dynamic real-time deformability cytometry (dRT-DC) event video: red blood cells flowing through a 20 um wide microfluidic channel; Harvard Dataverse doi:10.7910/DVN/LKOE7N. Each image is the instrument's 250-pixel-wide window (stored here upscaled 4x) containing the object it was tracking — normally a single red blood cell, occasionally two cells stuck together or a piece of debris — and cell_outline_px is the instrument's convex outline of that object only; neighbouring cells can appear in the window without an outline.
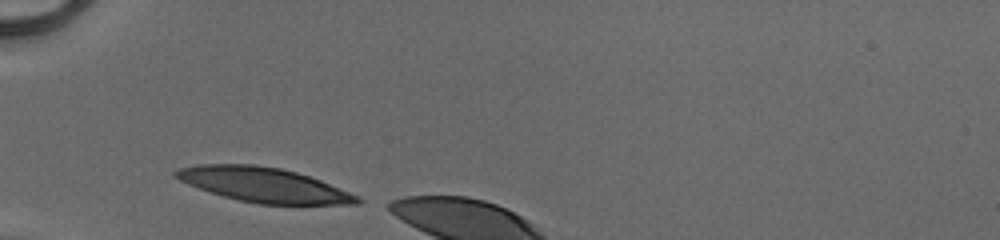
{"species": "human", "species_latin": "Homo sapiens", "temperature_condition": "cold", "stored_images_in_passage": 4, "camera_frame_rate_fps": 3000, "um_per_image_px": 0.085, "donor": {"sex": "male"}, "frame": {"image": 1, "passage_image": 1, "time_ms": 0.0, "image_size_px": [1000, 240], "cell_outline_px": [[364, 200], [360, 204], [260, 204], [240, 200], [224, 196], [188, 184], [172, 176], [172, 172], [176, 168], [200, 164], [252, 164], [280, 168], [296, 172], [320, 180], [360, 196]], "centroid_in_image_um": [22.41, 15.7], "position_along_channel_um": 62.6, "area_um2": 36.41}}